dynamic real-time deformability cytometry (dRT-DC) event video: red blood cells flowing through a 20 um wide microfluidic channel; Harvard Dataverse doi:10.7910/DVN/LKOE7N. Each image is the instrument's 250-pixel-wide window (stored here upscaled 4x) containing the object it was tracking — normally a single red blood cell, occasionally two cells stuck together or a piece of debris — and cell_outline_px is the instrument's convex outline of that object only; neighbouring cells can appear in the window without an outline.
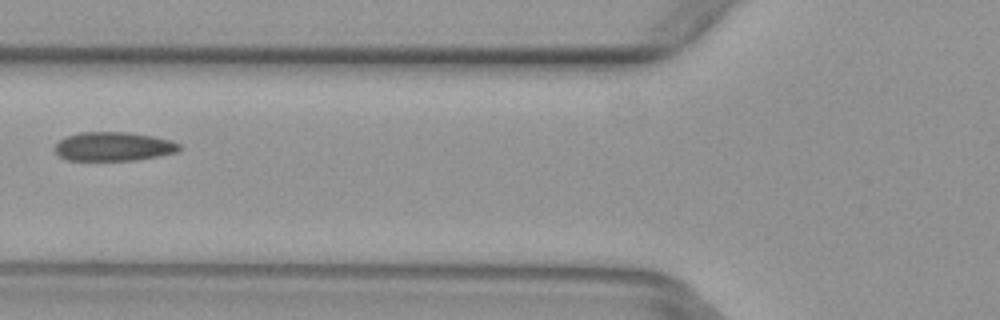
{"species": "common noctule bat (a hibernating species)", "species_latin": "Nyctalus noctula", "temperature_condition": "warm", "stored_images_in_passage": 2, "camera_frame_rate_fps": 3000, "um_per_image_px": 0.085, "animal": {"sex": "female", "body_mass_g": 29.2, "forearm_length_mm": 56.3}, "frame": {"image": 1, "passage_image": 2, "time_ms": 0.333, "image_size_px": [1000, 320], "cell_outline_px": [[184, 148], [176, 152], [160, 156], [136, 160], [68, 160], [60, 156], [56, 152], [56, 144], [60, 140], [68, 136], [80, 132], [128, 132], [156, 136], [172, 140], [180, 144]], "centroid_in_image_um": [9.73, 12.45], "position_along_channel_um": 116.1, "area_um2": 21.1}}